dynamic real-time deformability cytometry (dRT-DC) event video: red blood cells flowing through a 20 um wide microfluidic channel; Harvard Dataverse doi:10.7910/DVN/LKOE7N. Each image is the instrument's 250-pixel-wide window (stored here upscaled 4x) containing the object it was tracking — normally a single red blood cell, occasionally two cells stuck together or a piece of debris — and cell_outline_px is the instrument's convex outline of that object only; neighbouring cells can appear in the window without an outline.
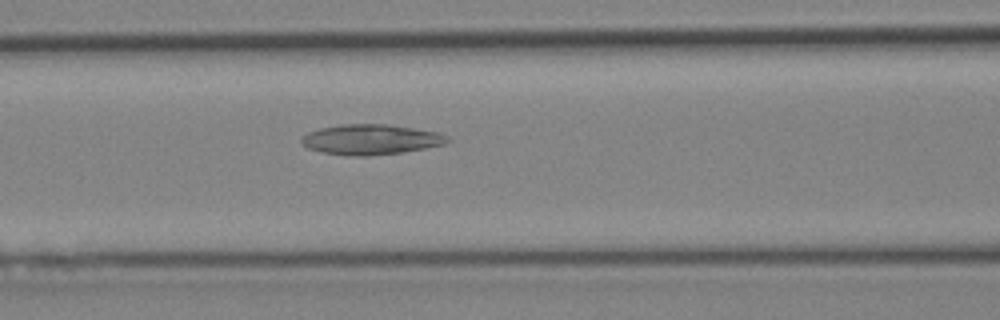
{"species": "Egyptian fruit bat (a non-hibernating species)", "species_latin": "Rousettus aegyptiacus", "temperature_condition": "cold", "stored_images_in_passage": 45, "camera_frame_rate_fps": 3000, "um_per_image_px": 0.085, "animal": {"sex": "female"}, "frame": {"image": 1, "passage_image": 19, "time_ms": 6.0, "image_size_px": [1000, 320], "cell_outline_px": [[452, 140], [444, 144], [404, 152], [368, 156], [348, 156], [324, 152], [308, 148], [300, 140], [300, 136], [308, 132], [320, 128], [340, 124], [388, 124], [440, 132], [448, 136]], "centroid_in_image_um": [31.54, 11.85], "position_along_channel_um": 135.1, "area_um2": 25.89}}
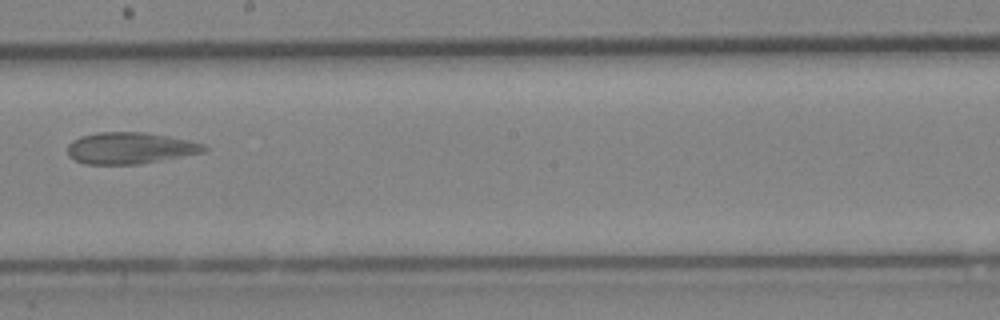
{"frame": {"image": 2, "passage_image": 26, "time_ms": 8.333, "image_size_px": [1000, 320], "cell_outline_px": [[208, 148], [204, 152], [160, 160], [136, 164], [84, 164], [68, 156], [68, 144], [72, 140], [80, 136], [96, 132], [144, 132], [168, 136], [188, 140], [204, 144]], "centroid_in_image_um": [11.02, 12.58], "position_along_channel_um": 237.2, "area_um2": 24.97}}
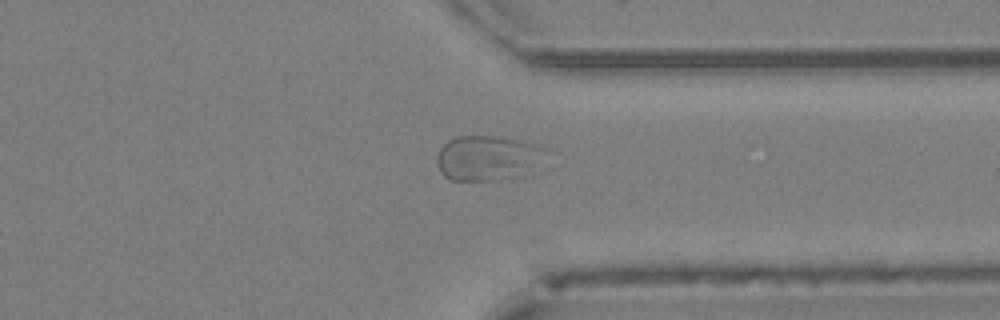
{"frame": {"image": 3, "passage_image": 35, "time_ms": 11.333, "image_size_px": [1000, 320], "cell_outline_px": [[556, 152], [524, 176], [496, 180], [452, 180], [444, 176], [440, 172], [436, 160], [436, 156], [440, 148], [448, 140], [456, 136], [500, 136], [540, 144], [552, 148]], "centroid_in_image_um": [41.61, 13.41], "position_along_channel_um": 369.8, "area_um2": 29.88}}